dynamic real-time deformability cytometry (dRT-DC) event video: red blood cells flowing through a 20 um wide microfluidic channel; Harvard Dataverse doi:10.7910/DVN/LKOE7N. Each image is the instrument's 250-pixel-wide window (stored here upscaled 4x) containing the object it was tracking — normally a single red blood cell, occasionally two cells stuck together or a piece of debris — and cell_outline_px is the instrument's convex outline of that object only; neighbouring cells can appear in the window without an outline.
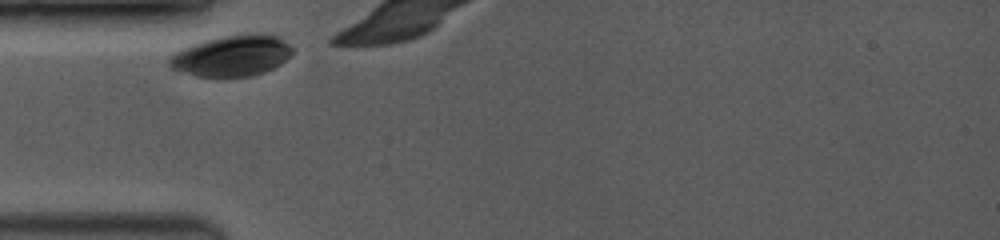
{"species": "common noctule bat (a hibernating species)", "species_latin": "Nyctalus noctula", "temperature_condition": "room temperature", "stored_images_in_passage": 9, "camera_frame_rate_fps": 3500, "um_per_image_px": 0.085, "animal": {"sex": "female", "body_mass_g": 19.0, "forearm_length_mm": 53.3}, "frame": {"image": 1, "passage_image": 1, "time_ms": 0.0, "image_size_px": [1000, 240], "cell_outline_px": [[292, 52], [280, 64], [264, 72], [252, 76], [196, 76], [172, 68], [168, 64], [168, 60], [176, 52], [192, 44], [224, 36], [248, 32], [264, 32], [280, 36], [292, 48]], "centroid_in_image_um": [19.75, 4.71], "position_along_channel_um": 65.2, "area_um2": 29.25}}